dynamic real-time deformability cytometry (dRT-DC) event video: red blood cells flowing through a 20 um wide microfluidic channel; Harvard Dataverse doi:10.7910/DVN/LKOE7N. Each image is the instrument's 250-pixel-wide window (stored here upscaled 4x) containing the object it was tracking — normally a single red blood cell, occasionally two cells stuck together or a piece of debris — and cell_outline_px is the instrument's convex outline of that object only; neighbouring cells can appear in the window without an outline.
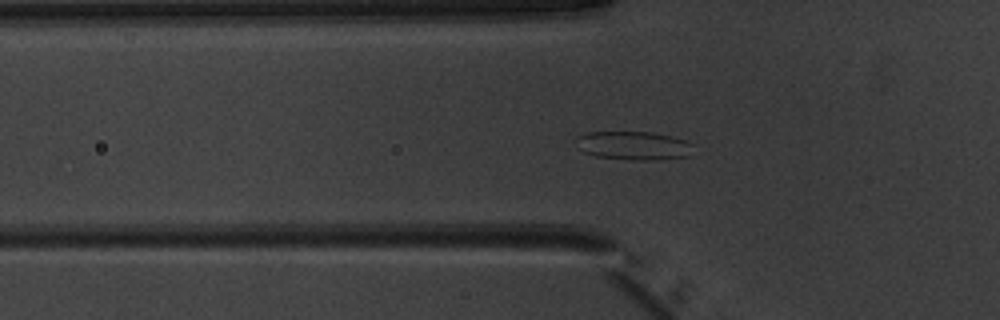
{"species": "common noctule bat (a hibernating species)", "species_latin": "Nyctalus noctula", "temperature_condition": "warm", "stored_images_in_passage": 39, "camera_frame_rate_fps": 3000, "um_per_image_px": 0.085, "animal": {"sex": "male", "body_mass_g": 20.1, "forearm_length_mm": 53.5}, "frame": {"image": 1, "passage_image": 4, "time_ms": 1.0, "image_size_px": [1000, 320], "cell_outline_px": [[692, 144], [688, 156], [656, 160], [632, 160], [596, 156], [584, 152], [572, 140], [584, 132], [652, 132], [672, 136], [684, 140]], "centroid_in_image_um": [53.79, 12.37], "position_along_channel_um": 72.0, "area_um2": 19.54}}
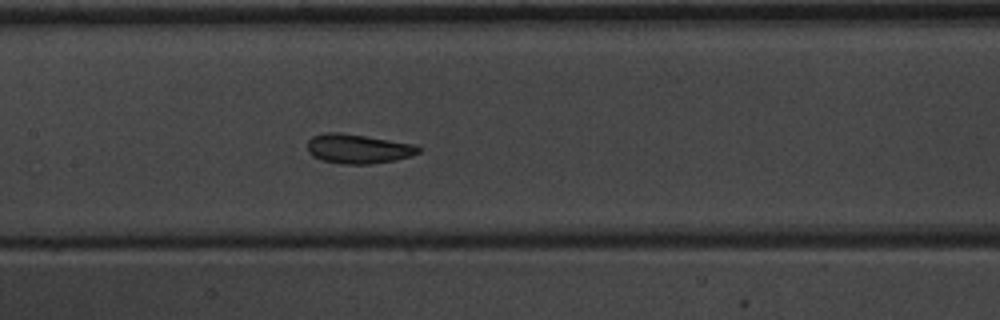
{"frame": {"image": 2, "passage_image": 12, "time_ms": 3.667, "image_size_px": [1000, 320], "cell_outline_px": [[424, 148], [420, 152], [412, 156], [396, 160], [368, 164], [340, 164], [320, 160], [312, 156], [308, 152], [308, 140], [312, 136], [328, 132], [340, 132], [416, 144]], "centroid_in_image_um": [30.47, 12.65], "position_along_channel_um": 176.9, "area_um2": 19.31}}
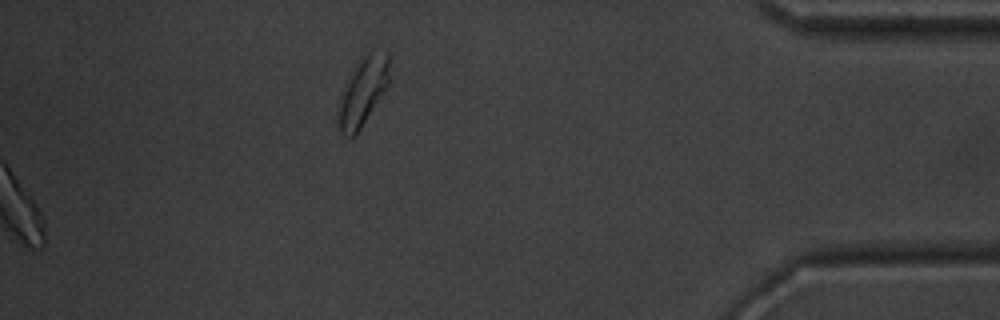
{"frame": {"image": 3, "passage_image": 39, "time_ms": 12.667, "image_size_px": [1000, 320], "cell_outline_px": [[392, 80], [360, 128], [352, 136], [344, 136], [336, 128], [336, 116], [340, 100], [360, 60], [372, 52], [388, 52]], "centroid_in_image_um": [30.88, 7.84], "position_along_channel_um": 404.3, "area_um2": 19.71}, "authors_computed_cell_mechanics": {"area_um2": 18.9584, "velocity_mm_per_s": 3.9211, "shape_relaxation_time_tau1_ms": 3.0409, "shape_relaxation_time_tau2_ms": 1.3857, "deformation_change_tau1": 0.096, "deformation_change_tau2": 0.0582}}